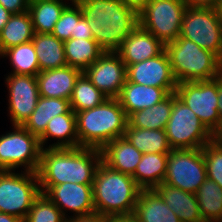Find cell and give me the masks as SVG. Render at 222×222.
Masks as SVG:
<instances>
[{"mask_svg": "<svg viewBox=\"0 0 222 222\" xmlns=\"http://www.w3.org/2000/svg\"><path fill=\"white\" fill-rule=\"evenodd\" d=\"M102 161L101 150L90 147L44 148L37 171L41 193L67 182L93 184Z\"/></svg>", "mask_w": 222, "mask_h": 222, "instance_id": "cell-1", "label": "cell"}, {"mask_svg": "<svg viewBox=\"0 0 222 222\" xmlns=\"http://www.w3.org/2000/svg\"><path fill=\"white\" fill-rule=\"evenodd\" d=\"M104 52H117L139 25V12L121 0H75Z\"/></svg>", "mask_w": 222, "mask_h": 222, "instance_id": "cell-2", "label": "cell"}, {"mask_svg": "<svg viewBox=\"0 0 222 222\" xmlns=\"http://www.w3.org/2000/svg\"><path fill=\"white\" fill-rule=\"evenodd\" d=\"M140 190L131 175L101 161L93 181L95 212L106 217L133 215Z\"/></svg>", "mask_w": 222, "mask_h": 222, "instance_id": "cell-3", "label": "cell"}, {"mask_svg": "<svg viewBox=\"0 0 222 222\" xmlns=\"http://www.w3.org/2000/svg\"><path fill=\"white\" fill-rule=\"evenodd\" d=\"M80 147L102 149L112 140L123 137L128 116L117 98H107L99 106L75 112Z\"/></svg>", "mask_w": 222, "mask_h": 222, "instance_id": "cell-4", "label": "cell"}, {"mask_svg": "<svg viewBox=\"0 0 222 222\" xmlns=\"http://www.w3.org/2000/svg\"><path fill=\"white\" fill-rule=\"evenodd\" d=\"M165 51L177 83L211 80L222 74V60L193 41L178 37L165 44Z\"/></svg>", "mask_w": 222, "mask_h": 222, "instance_id": "cell-5", "label": "cell"}, {"mask_svg": "<svg viewBox=\"0 0 222 222\" xmlns=\"http://www.w3.org/2000/svg\"><path fill=\"white\" fill-rule=\"evenodd\" d=\"M165 131L172 149L203 148L214 140V135L175 92L172 113Z\"/></svg>", "mask_w": 222, "mask_h": 222, "instance_id": "cell-6", "label": "cell"}, {"mask_svg": "<svg viewBox=\"0 0 222 222\" xmlns=\"http://www.w3.org/2000/svg\"><path fill=\"white\" fill-rule=\"evenodd\" d=\"M13 129L0 135V171L23 166L26 172H37L42 152L39 137L21 125H13Z\"/></svg>", "mask_w": 222, "mask_h": 222, "instance_id": "cell-7", "label": "cell"}, {"mask_svg": "<svg viewBox=\"0 0 222 222\" xmlns=\"http://www.w3.org/2000/svg\"><path fill=\"white\" fill-rule=\"evenodd\" d=\"M40 193L37 172L0 171V213L24 220Z\"/></svg>", "mask_w": 222, "mask_h": 222, "instance_id": "cell-8", "label": "cell"}, {"mask_svg": "<svg viewBox=\"0 0 222 222\" xmlns=\"http://www.w3.org/2000/svg\"><path fill=\"white\" fill-rule=\"evenodd\" d=\"M187 7L184 0H150L139 12V25L165 45L179 37Z\"/></svg>", "mask_w": 222, "mask_h": 222, "instance_id": "cell-9", "label": "cell"}, {"mask_svg": "<svg viewBox=\"0 0 222 222\" xmlns=\"http://www.w3.org/2000/svg\"><path fill=\"white\" fill-rule=\"evenodd\" d=\"M175 93L213 135L220 130L218 77L211 80L180 82Z\"/></svg>", "mask_w": 222, "mask_h": 222, "instance_id": "cell-10", "label": "cell"}, {"mask_svg": "<svg viewBox=\"0 0 222 222\" xmlns=\"http://www.w3.org/2000/svg\"><path fill=\"white\" fill-rule=\"evenodd\" d=\"M179 37L210 50L222 60V22L216 8L187 7Z\"/></svg>", "mask_w": 222, "mask_h": 222, "instance_id": "cell-11", "label": "cell"}, {"mask_svg": "<svg viewBox=\"0 0 222 222\" xmlns=\"http://www.w3.org/2000/svg\"><path fill=\"white\" fill-rule=\"evenodd\" d=\"M207 179L202 148L172 149L167 157V171L162 184H169L196 194Z\"/></svg>", "mask_w": 222, "mask_h": 222, "instance_id": "cell-12", "label": "cell"}, {"mask_svg": "<svg viewBox=\"0 0 222 222\" xmlns=\"http://www.w3.org/2000/svg\"><path fill=\"white\" fill-rule=\"evenodd\" d=\"M5 79L9 90L10 121L12 125L23 126L40 97L36 76L10 73Z\"/></svg>", "mask_w": 222, "mask_h": 222, "instance_id": "cell-13", "label": "cell"}, {"mask_svg": "<svg viewBox=\"0 0 222 222\" xmlns=\"http://www.w3.org/2000/svg\"><path fill=\"white\" fill-rule=\"evenodd\" d=\"M83 73L108 98H117L127 80L126 65L117 52H104Z\"/></svg>", "mask_w": 222, "mask_h": 222, "instance_id": "cell-14", "label": "cell"}, {"mask_svg": "<svg viewBox=\"0 0 222 222\" xmlns=\"http://www.w3.org/2000/svg\"><path fill=\"white\" fill-rule=\"evenodd\" d=\"M126 76L128 82L164 88L169 94L175 92L178 84L165 49L155 57L128 65Z\"/></svg>", "mask_w": 222, "mask_h": 222, "instance_id": "cell-15", "label": "cell"}, {"mask_svg": "<svg viewBox=\"0 0 222 222\" xmlns=\"http://www.w3.org/2000/svg\"><path fill=\"white\" fill-rule=\"evenodd\" d=\"M45 194L61 210L66 219H68L65 215L67 210L75 212L72 217L96 213L93 203V184L67 182L52 186Z\"/></svg>", "mask_w": 222, "mask_h": 222, "instance_id": "cell-16", "label": "cell"}, {"mask_svg": "<svg viewBox=\"0 0 222 222\" xmlns=\"http://www.w3.org/2000/svg\"><path fill=\"white\" fill-rule=\"evenodd\" d=\"M165 45L140 25L123 40L117 53L126 67L159 55Z\"/></svg>", "mask_w": 222, "mask_h": 222, "instance_id": "cell-17", "label": "cell"}, {"mask_svg": "<svg viewBox=\"0 0 222 222\" xmlns=\"http://www.w3.org/2000/svg\"><path fill=\"white\" fill-rule=\"evenodd\" d=\"M82 73L69 65L39 72L36 79L40 96L70 100L74 85Z\"/></svg>", "mask_w": 222, "mask_h": 222, "instance_id": "cell-18", "label": "cell"}, {"mask_svg": "<svg viewBox=\"0 0 222 222\" xmlns=\"http://www.w3.org/2000/svg\"><path fill=\"white\" fill-rule=\"evenodd\" d=\"M102 161L118 172L133 175L143 153L137 150L125 137H118L102 149Z\"/></svg>", "mask_w": 222, "mask_h": 222, "instance_id": "cell-19", "label": "cell"}, {"mask_svg": "<svg viewBox=\"0 0 222 222\" xmlns=\"http://www.w3.org/2000/svg\"><path fill=\"white\" fill-rule=\"evenodd\" d=\"M168 95L169 93L164 88L126 81L117 99L126 115L129 116L133 112L152 107Z\"/></svg>", "mask_w": 222, "mask_h": 222, "instance_id": "cell-20", "label": "cell"}, {"mask_svg": "<svg viewBox=\"0 0 222 222\" xmlns=\"http://www.w3.org/2000/svg\"><path fill=\"white\" fill-rule=\"evenodd\" d=\"M154 190L166 205L178 215L181 222H204L199 212L196 194L186 192L169 184L156 186Z\"/></svg>", "mask_w": 222, "mask_h": 222, "instance_id": "cell-21", "label": "cell"}, {"mask_svg": "<svg viewBox=\"0 0 222 222\" xmlns=\"http://www.w3.org/2000/svg\"><path fill=\"white\" fill-rule=\"evenodd\" d=\"M133 216L136 222H181L154 189H141Z\"/></svg>", "mask_w": 222, "mask_h": 222, "instance_id": "cell-22", "label": "cell"}, {"mask_svg": "<svg viewBox=\"0 0 222 222\" xmlns=\"http://www.w3.org/2000/svg\"><path fill=\"white\" fill-rule=\"evenodd\" d=\"M50 137L59 139L57 143L49 145V148H76L78 142L76 115L70 109L65 114L54 116L47 124L45 131L39 136L42 149Z\"/></svg>", "mask_w": 222, "mask_h": 222, "instance_id": "cell-23", "label": "cell"}, {"mask_svg": "<svg viewBox=\"0 0 222 222\" xmlns=\"http://www.w3.org/2000/svg\"><path fill=\"white\" fill-rule=\"evenodd\" d=\"M70 109V101L67 99L40 96L36 108L23 127L31 134L39 137L54 116L65 114Z\"/></svg>", "mask_w": 222, "mask_h": 222, "instance_id": "cell-24", "label": "cell"}, {"mask_svg": "<svg viewBox=\"0 0 222 222\" xmlns=\"http://www.w3.org/2000/svg\"><path fill=\"white\" fill-rule=\"evenodd\" d=\"M32 43L37 54L40 72L67 66L64 42L54 35L35 33Z\"/></svg>", "mask_w": 222, "mask_h": 222, "instance_id": "cell-25", "label": "cell"}, {"mask_svg": "<svg viewBox=\"0 0 222 222\" xmlns=\"http://www.w3.org/2000/svg\"><path fill=\"white\" fill-rule=\"evenodd\" d=\"M173 101L174 93H171L152 107L131 113L127 127L165 130L172 113Z\"/></svg>", "mask_w": 222, "mask_h": 222, "instance_id": "cell-26", "label": "cell"}, {"mask_svg": "<svg viewBox=\"0 0 222 222\" xmlns=\"http://www.w3.org/2000/svg\"><path fill=\"white\" fill-rule=\"evenodd\" d=\"M168 154H151L142 155L141 161L132 175L136 184L141 189H154L162 184L167 171Z\"/></svg>", "mask_w": 222, "mask_h": 222, "instance_id": "cell-27", "label": "cell"}, {"mask_svg": "<svg viewBox=\"0 0 222 222\" xmlns=\"http://www.w3.org/2000/svg\"><path fill=\"white\" fill-rule=\"evenodd\" d=\"M67 65L84 72L104 51L94 39H73L64 42Z\"/></svg>", "mask_w": 222, "mask_h": 222, "instance_id": "cell-28", "label": "cell"}, {"mask_svg": "<svg viewBox=\"0 0 222 222\" xmlns=\"http://www.w3.org/2000/svg\"><path fill=\"white\" fill-rule=\"evenodd\" d=\"M34 28L29 11L12 14L0 32V48L5 50L32 41Z\"/></svg>", "mask_w": 222, "mask_h": 222, "instance_id": "cell-29", "label": "cell"}, {"mask_svg": "<svg viewBox=\"0 0 222 222\" xmlns=\"http://www.w3.org/2000/svg\"><path fill=\"white\" fill-rule=\"evenodd\" d=\"M143 154H169L170 147L166 131L162 129H141L127 127L124 135Z\"/></svg>", "mask_w": 222, "mask_h": 222, "instance_id": "cell-30", "label": "cell"}, {"mask_svg": "<svg viewBox=\"0 0 222 222\" xmlns=\"http://www.w3.org/2000/svg\"><path fill=\"white\" fill-rule=\"evenodd\" d=\"M67 5L63 0L29 2L28 11L32 19L34 32L51 34Z\"/></svg>", "mask_w": 222, "mask_h": 222, "instance_id": "cell-31", "label": "cell"}, {"mask_svg": "<svg viewBox=\"0 0 222 222\" xmlns=\"http://www.w3.org/2000/svg\"><path fill=\"white\" fill-rule=\"evenodd\" d=\"M196 197L204 222H222V188L216 182L207 178Z\"/></svg>", "mask_w": 222, "mask_h": 222, "instance_id": "cell-32", "label": "cell"}, {"mask_svg": "<svg viewBox=\"0 0 222 222\" xmlns=\"http://www.w3.org/2000/svg\"><path fill=\"white\" fill-rule=\"evenodd\" d=\"M2 57H10L9 59L13 66L12 74L36 76L40 72L37 54L32 41L5 50Z\"/></svg>", "mask_w": 222, "mask_h": 222, "instance_id": "cell-33", "label": "cell"}, {"mask_svg": "<svg viewBox=\"0 0 222 222\" xmlns=\"http://www.w3.org/2000/svg\"><path fill=\"white\" fill-rule=\"evenodd\" d=\"M108 97L96 88L95 85L82 73L74 85L70 98V106L74 112L99 106Z\"/></svg>", "mask_w": 222, "mask_h": 222, "instance_id": "cell-34", "label": "cell"}, {"mask_svg": "<svg viewBox=\"0 0 222 222\" xmlns=\"http://www.w3.org/2000/svg\"><path fill=\"white\" fill-rule=\"evenodd\" d=\"M61 210L46 196L40 193L23 222H66Z\"/></svg>", "mask_w": 222, "mask_h": 222, "instance_id": "cell-35", "label": "cell"}, {"mask_svg": "<svg viewBox=\"0 0 222 222\" xmlns=\"http://www.w3.org/2000/svg\"><path fill=\"white\" fill-rule=\"evenodd\" d=\"M70 2L72 3L71 6L67 5L64 8L51 33L63 42L69 40L75 34L76 24L83 17L80 5L75 0H70Z\"/></svg>", "mask_w": 222, "mask_h": 222, "instance_id": "cell-36", "label": "cell"}, {"mask_svg": "<svg viewBox=\"0 0 222 222\" xmlns=\"http://www.w3.org/2000/svg\"><path fill=\"white\" fill-rule=\"evenodd\" d=\"M202 151L207 178L222 188V146L216 140H212L202 148Z\"/></svg>", "mask_w": 222, "mask_h": 222, "instance_id": "cell-37", "label": "cell"}, {"mask_svg": "<svg viewBox=\"0 0 222 222\" xmlns=\"http://www.w3.org/2000/svg\"><path fill=\"white\" fill-rule=\"evenodd\" d=\"M0 5L11 14H18L28 10L29 0H0Z\"/></svg>", "mask_w": 222, "mask_h": 222, "instance_id": "cell-38", "label": "cell"}, {"mask_svg": "<svg viewBox=\"0 0 222 222\" xmlns=\"http://www.w3.org/2000/svg\"><path fill=\"white\" fill-rule=\"evenodd\" d=\"M73 39H94L88 21L84 16L76 24L75 34L71 36Z\"/></svg>", "mask_w": 222, "mask_h": 222, "instance_id": "cell-39", "label": "cell"}, {"mask_svg": "<svg viewBox=\"0 0 222 222\" xmlns=\"http://www.w3.org/2000/svg\"><path fill=\"white\" fill-rule=\"evenodd\" d=\"M66 222H106V216L101 214H92L88 216H80V217H69Z\"/></svg>", "mask_w": 222, "mask_h": 222, "instance_id": "cell-40", "label": "cell"}, {"mask_svg": "<svg viewBox=\"0 0 222 222\" xmlns=\"http://www.w3.org/2000/svg\"><path fill=\"white\" fill-rule=\"evenodd\" d=\"M188 7H212L216 8L220 0H184Z\"/></svg>", "mask_w": 222, "mask_h": 222, "instance_id": "cell-41", "label": "cell"}, {"mask_svg": "<svg viewBox=\"0 0 222 222\" xmlns=\"http://www.w3.org/2000/svg\"><path fill=\"white\" fill-rule=\"evenodd\" d=\"M126 6L140 12L150 0H121Z\"/></svg>", "mask_w": 222, "mask_h": 222, "instance_id": "cell-42", "label": "cell"}, {"mask_svg": "<svg viewBox=\"0 0 222 222\" xmlns=\"http://www.w3.org/2000/svg\"><path fill=\"white\" fill-rule=\"evenodd\" d=\"M218 114L220 116V128L222 126V74L218 77Z\"/></svg>", "mask_w": 222, "mask_h": 222, "instance_id": "cell-43", "label": "cell"}, {"mask_svg": "<svg viewBox=\"0 0 222 222\" xmlns=\"http://www.w3.org/2000/svg\"><path fill=\"white\" fill-rule=\"evenodd\" d=\"M11 13L0 5V32L11 17Z\"/></svg>", "mask_w": 222, "mask_h": 222, "instance_id": "cell-44", "label": "cell"}, {"mask_svg": "<svg viewBox=\"0 0 222 222\" xmlns=\"http://www.w3.org/2000/svg\"><path fill=\"white\" fill-rule=\"evenodd\" d=\"M106 222H136L133 215L106 217Z\"/></svg>", "mask_w": 222, "mask_h": 222, "instance_id": "cell-45", "label": "cell"}, {"mask_svg": "<svg viewBox=\"0 0 222 222\" xmlns=\"http://www.w3.org/2000/svg\"><path fill=\"white\" fill-rule=\"evenodd\" d=\"M0 222H23V220L11 214L0 213Z\"/></svg>", "mask_w": 222, "mask_h": 222, "instance_id": "cell-46", "label": "cell"}, {"mask_svg": "<svg viewBox=\"0 0 222 222\" xmlns=\"http://www.w3.org/2000/svg\"><path fill=\"white\" fill-rule=\"evenodd\" d=\"M214 140H216L222 146V126L220 130L214 135Z\"/></svg>", "mask_w": 222, "mask_h": 222, "instance_id": "cell-47", "label": "cell"}, {"mask_svg": "<svg viewBox=\"0 0 222 222\" xmlns=\"http://www.w3.org/2000/svg\"><path fill=\"white\" fill-rule=\"evenodd\" d=\"M218 15H219V19L222 22V0H220L219 4L216 7Z\"/></svg>", "mask_w": 222, "mask_h": 222, "instance_id": "cell-48", "label": "cell"}, {"mask_svg": "<svg viewBox=\"0 0 222 222\" xmlns=\"http://www.w3.org/2000/svg\"><path fill=\"white\" fill-rule=\"evenodd\" d=\"M0 56H3V52H2V50H1V48H0Z\"/></svg>", "mask_w": 222, "mask_h": 222, "instance_id": "cell-49", "label": "cell"}, {"mask_svg": "<svg viewBox=\"0 0 222 222\" xmlns=\"http://www.w3.org/2000/svg\"><path fill=\"white\" fill-rule=\"evenodd\" d=\"M36 1H39V0H29V2H36Z\"/></svg>", "mask_w": 222, "mask_h": 222, "instance_id": "cell-50", "label": "cell"}]
</instances>
